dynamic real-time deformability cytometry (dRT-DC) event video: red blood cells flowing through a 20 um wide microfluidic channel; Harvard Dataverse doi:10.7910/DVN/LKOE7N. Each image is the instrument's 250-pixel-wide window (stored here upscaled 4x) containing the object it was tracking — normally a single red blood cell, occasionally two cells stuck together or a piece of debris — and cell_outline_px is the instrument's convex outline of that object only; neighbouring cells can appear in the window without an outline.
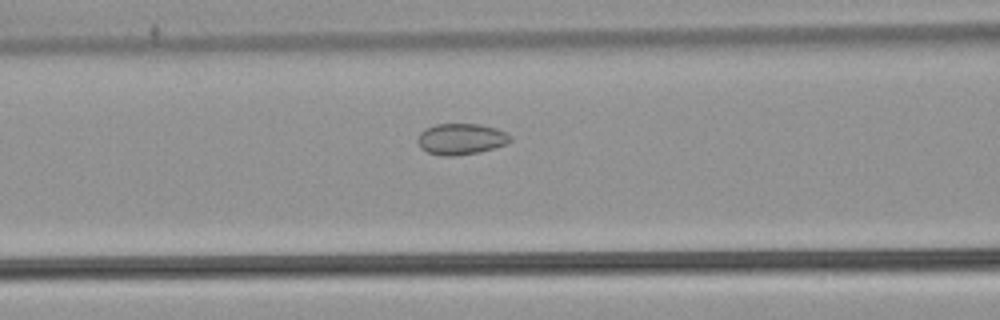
{"species": "common noctule bat (a hibernating species)", "species_latin": "Nyctalus noctula", "temperature_condition": "warm", "stored_images_in_passage": 52, "camera_frame_rate_fps": 3000, "um_per_image_px": 0.085, "animal": {"sex": "male", "body_mass_g": 21.5, "forearm_length_mm": 52.0}, "frame": {"image": 1, "passage_image": 21, "time_ms": 6.667, "image_size_px": [1000, 320], "cell_outline_px": [[512, 140], [508, 144], [480, 152], [456, 156], [440, 156], [428, 152], [420, 148], [416, 140], [420, 132], [424, 128], [436, 124], [480, 124], [496, 128], [508, 132], [512, 136]], "centroid_in_image_um": [39.2, 11.82], "position_along_channel_um": 127.4, "area_um2": 17.22}}
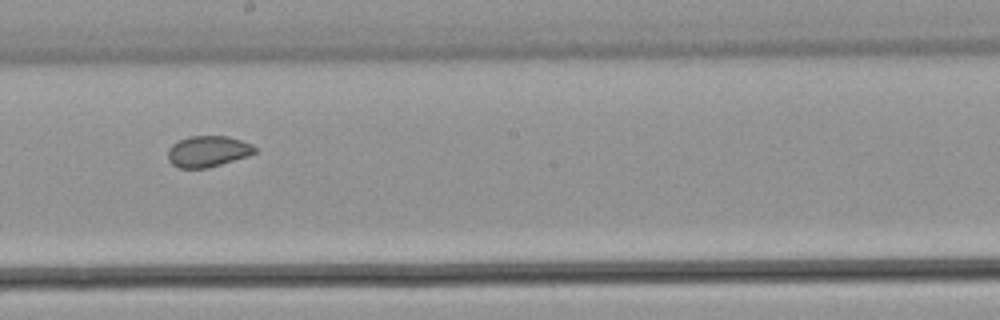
{"frame": {"image": 2, "passage_image": 29, "time_ms": 9.333, "image_size_px": [1000, 320], "cell_outline_px": [[256, 152], [248, 156], [208, 168], [180, 168], [172, 164], [168, 160], [168, 148], [172, 144], [188, 136], [228, 136], [252, 144], [256, 148]], "centroid_in_image_um": [17.66, 12.86], "position_along_channel_um": 230.5, "area_um2": 15.78}}
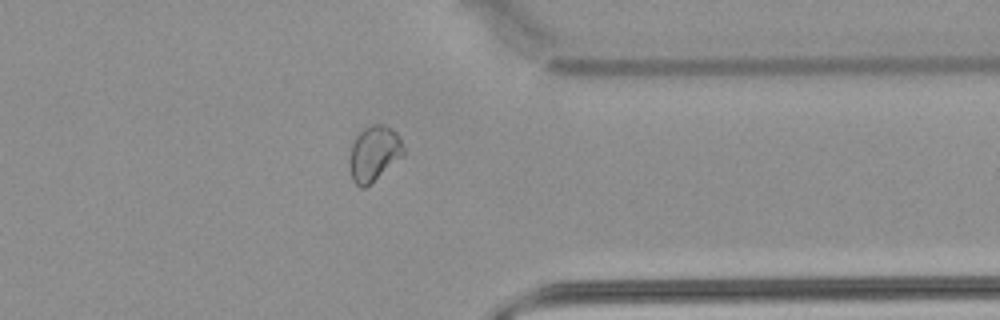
{"frame": {"image": 3, "passage_image": 41, "time_ms": 13.333, "image_size_px": [1000, 320], "cell_outline_px": [[404, 152], [400, 156], [364, 188], [360, 188], [352, 180], [348, 164], [352, 144], [356, 136], [364, 128], [372, 124], [380, 124], [392, 128], [400, 136], [404, 148]], "centroid_in_image_um": [31.75, 13.01], "position_along_channel_um": 379.6, "area_um2": 16.99}, "authors_computed_cell_mechanics": {"area_um2": 18.5249, "velocity_mm_per_s": 3.8777, "shape_relaxation_time_tau1_ms": null, "shape_relaxation_time_tau2_ms": 1.1079, "deformation_change_tau1": null, "deformation_change_tau2": 0.0532}}